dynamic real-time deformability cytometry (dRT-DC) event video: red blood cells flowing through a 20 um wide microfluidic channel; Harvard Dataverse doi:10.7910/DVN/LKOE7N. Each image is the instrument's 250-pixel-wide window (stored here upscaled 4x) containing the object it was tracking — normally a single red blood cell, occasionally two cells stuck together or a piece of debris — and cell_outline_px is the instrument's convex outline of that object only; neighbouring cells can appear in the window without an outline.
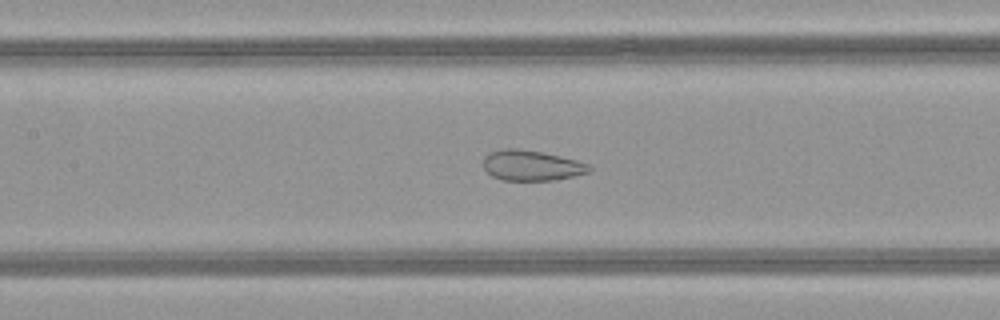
{"species": "common noctule bat (a hibernating species)", "species_latin": "Nyctalus noctula", "temperature_condition": "warm", "stored_images_in_passage": 51, "camera_frame_rate_fps": 3000, "um_per_image_px": 0.085, "animal": {"sex": "female", "body_mass_g": 21.9}, "frame": {"image": 1, "passage_image": 24, "time_ms": 7.667, "image_size_px": [1000, 320], "cell_outline_px": [[592, 168], [588, 172], [572, 176], [552, 180], [504, 180], [492, 176], [484, 168], [484, 156], [488, 152], [504, 148], [520, 148], [560, 156], [576, 160], [588, 164]], "centroid_in_image_um": [45.14, 14.05], "position_along_channel_um": 162.3, "area_um2": 18.61}}
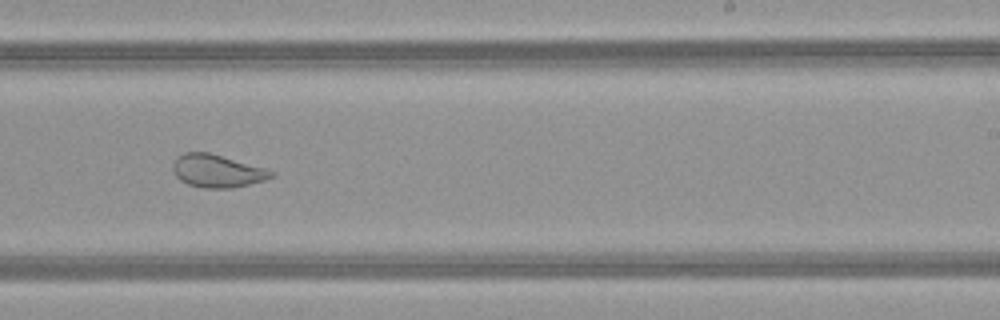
{"frame": {"image": 2, "passage_image": 32, "time_ms": 10.333, "image_size_px": [1000, 320], "cell_outline_px": [[276, 176], [264, 180], [232, 188], [204, 188], [188, 184], [180, 180], [176, 176], [172, 168], [172, 164], [184, 152], [208, 152], [264, 168], [276, 172]], "centroid_in_image_um": [18.46, 14.54], "position_along_channel_um": 270.5, "area_um2": 18.61}}
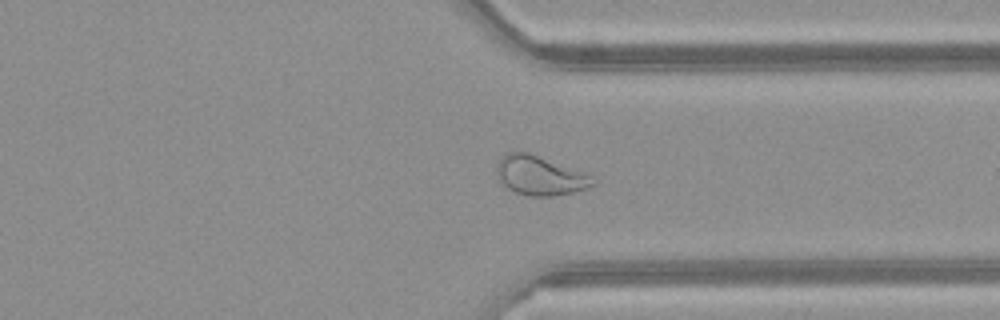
{"frame": {"image": 3, "passage_image": 39, "time_ms": 12.667, "image_size_px": [1000, 320], "cell_outline_px": [[600, 180], [596, 184], [588, 188], [572, 192], [552, 196], [528, 196], [516, 192], [508, 188], [500, 180], [496, 172], [496, 164], [508, 152], [528, 152], [580, 172]], "centroid_in_image_um": [45.89, 14.94], "position_along_channel_um": 365.5, "area_um2": 21.56}, "authors_computed_cell_mechanics": {"area_um2": 26.4724, "velocity_mm_per_s": 4.0698, "shape_relaxation_time_tau1_ms": null, "shape_relaxation_time_tau2_ms": 0.9096, "deformation_change_tau1": null, "deformation_change_tau2": 0.0848}}